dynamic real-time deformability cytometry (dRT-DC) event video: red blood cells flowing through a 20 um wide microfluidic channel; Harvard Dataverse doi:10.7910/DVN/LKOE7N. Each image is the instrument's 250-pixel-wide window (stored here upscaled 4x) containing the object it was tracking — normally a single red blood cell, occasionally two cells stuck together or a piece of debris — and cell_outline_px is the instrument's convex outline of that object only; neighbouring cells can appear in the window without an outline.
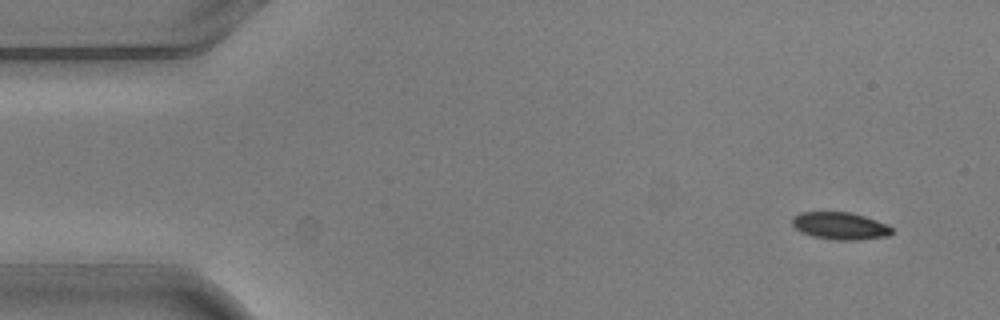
{"species": "common noctule bat (a hibernating species)", "species_latin": "Nyctalus noctula", "temperature_condition": "warm", "stored_images_in_passage": 6, "camera_frame_rate_fps": 3000, "um_per_image_px": 0.085, "animal": {"sex": "male", "body_mass_g": 20.5, "forearm_length_mm": 52.5}, "frame": {"image": 1, "passage_image": 1, "time_ms": 0.0, "image_size_px": [1000, 320], "cell_outline_px": [[892, 232], [888, 236], [860, 240], [836, 240], [812, 236], [800, 232], [792, 224], [792, 216], [800, 212], [852, 212], [876, 220], [892, 228]], "centroid_in_image_um": [71.38, 19.2], "position_along_channel_um": 13.6, "area_um2": 15.9}}
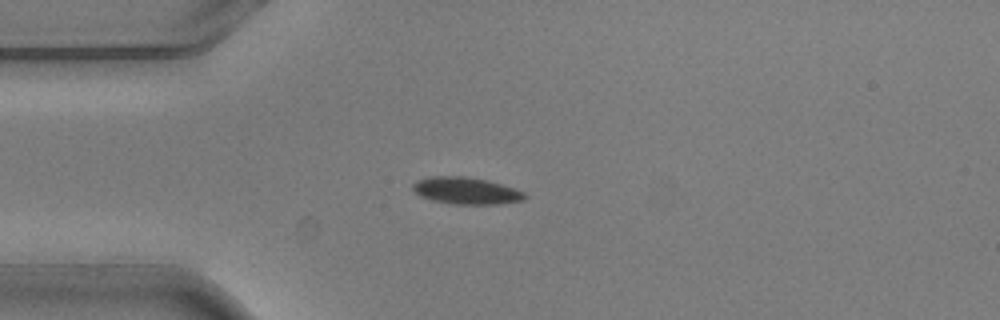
{"frame": {"image": 2, "passage_image": 3, "time_ms": 0.667, "image_size_px": [1000, 320], "cell_outline_px": [[528, 196], [524, 200], [496, 204], [452, 204], [432, 200], [420, 196], [412, 188], [412, 184], [416, 180], [428, 176], [464, 176], [488, 180], [524, 192]], "centroid_in_image_um": [39.59, 16.2], "position_along_channel_um": 45.4, "area_um2": 17.57}}
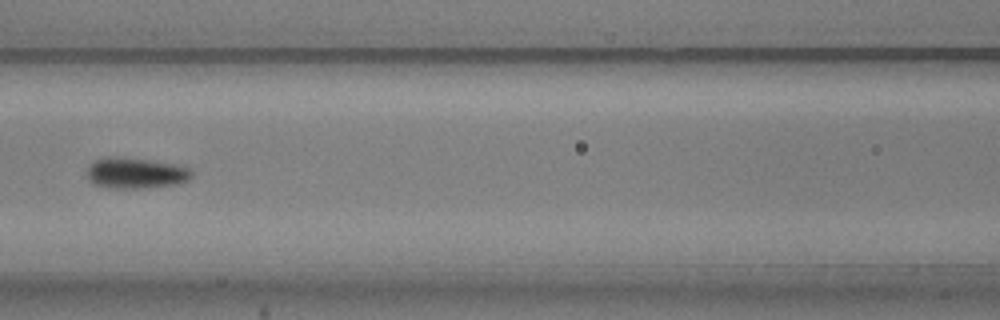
{"frame": {"image": 3, "passage_image": 6, "time_ms": 1.667, "image_size_px": [1000, 320], "cell_outline_px": [[192, 176], [188, 180], [176, 184], [140, 188], [108, 188], [92, 184], [88, 180], [88, 168], [96, 160], [108, 156], [112, 156], [184, 164], [192, 172]], "centroid_in_image_um": [11.56, 14.71], "position_along_channel_um": 155.0, "area_um2": 18.9}}